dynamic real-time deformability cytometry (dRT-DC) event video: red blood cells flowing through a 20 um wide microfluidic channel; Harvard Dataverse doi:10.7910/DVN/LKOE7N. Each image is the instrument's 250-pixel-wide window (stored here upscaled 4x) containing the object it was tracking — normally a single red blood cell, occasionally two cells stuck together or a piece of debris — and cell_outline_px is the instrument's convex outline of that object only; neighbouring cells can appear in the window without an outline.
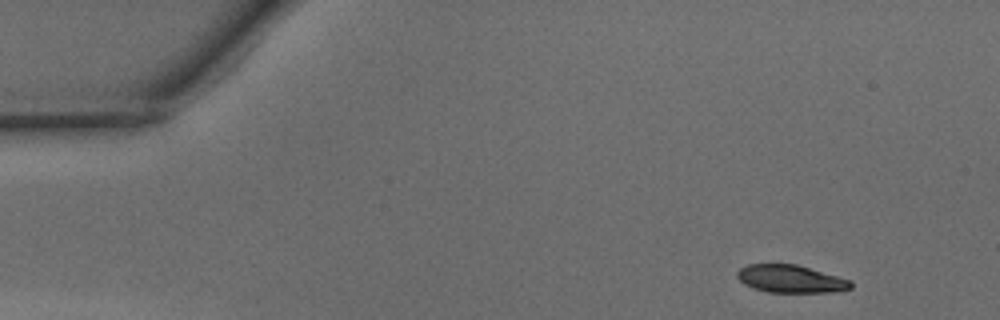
{"species": "common noctule bat (a hibernating species)", "species_latin": "Nyctalus noctula", "temperature_condition": "warm", "stored_images_in_passage": 35, "camera_frame_rate_fps": 3000, "um_per_image_px": 0.085, "animal": {"sex": "male", "body_mass_g": 15.6}, "frame": {"image": 1, "passage_image": 1, "time_ms": 0.0, "image_size_px": [1000, 320], "cell_outline_px": [[852, 288], [840, 292], [768, 292], [752, 288], [744, 284], [736, 276], [736, 272], [740, 268], [748, 264], [796, 264], [852, 280]], "centroid_in_image_um": [67.22, 23.71], "position_along_channel_um": 17.8, "area_um2": 18.5}}
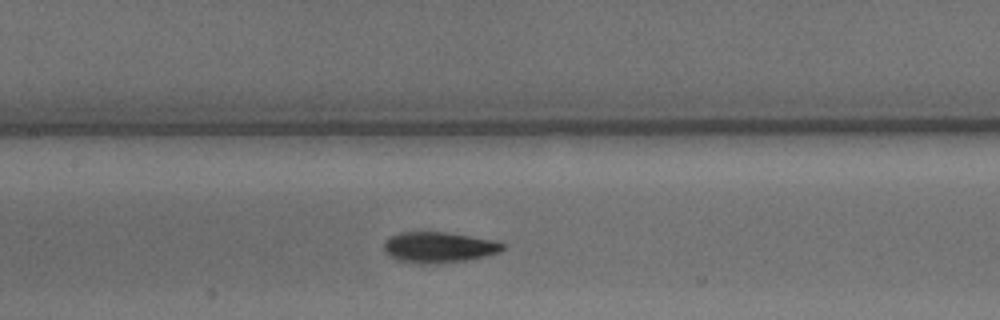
{"frame": {"image": 2, "passage_image": 19, "time_ms": 6.0, "image_size_px": [1000, 320], "cell_outline_px": [[504, 248], [500, 252], [484, 256], [464, 260], [400, 260], [384, 252], [384, 240], [400, 232], [444, 232], [496, 240], [504, 244]], "centroid_in_image_um": [37.34, 20.95], "position_along_channel_um": 170.1, "area_um2": 20.0}}
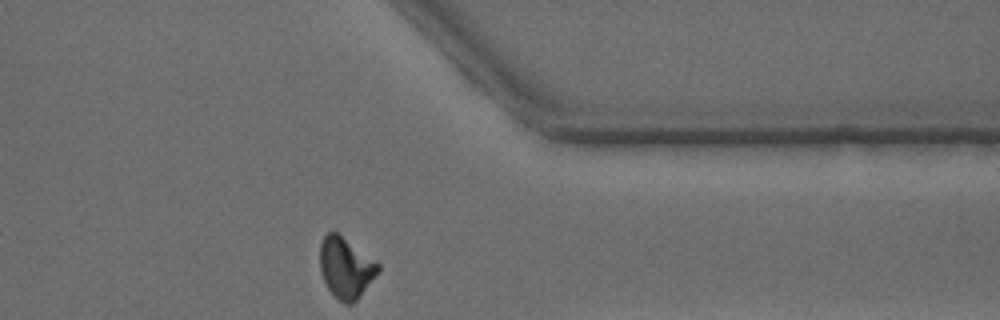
{"frame": {"image": 3, "passage_image": 35, "time_ms": 11.333, "image_size_px": [1000, 320], "cell_outline_px": [[380, 272], [360, 296], [352, 304], [348, 304], [340, 300], [328, 288], [320, 272], [320, 244], [324, 236], [328, 232], [336, 232], [380, 264]], "centroid_in_image_um": [29.4, 22.76], "position_along_channel_um": 382.0, "area_um2": 20.35}, "authors_computed_cell_mechanics": {"area_um2": 20.5768, "velocity_mm_per_s": 4.1574, "shape_relaxation_time_tau1_ms": 3.9777, "shape_relaxation_time_tau2_ms": 1.9108, "deformation_change_tau1": 0.1453, "deformation_change_tau2": 0.0634}}